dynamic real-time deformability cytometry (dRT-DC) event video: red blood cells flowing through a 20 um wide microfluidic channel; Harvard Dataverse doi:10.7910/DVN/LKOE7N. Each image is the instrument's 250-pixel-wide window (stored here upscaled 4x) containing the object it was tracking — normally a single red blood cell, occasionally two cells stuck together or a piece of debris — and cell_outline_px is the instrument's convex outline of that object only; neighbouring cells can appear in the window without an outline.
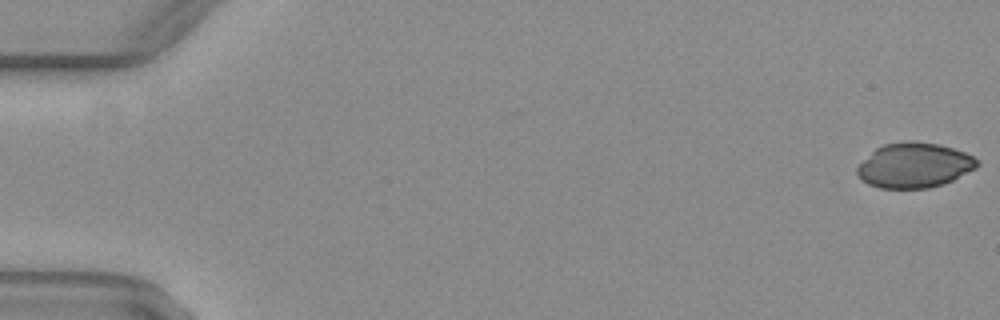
{"species": "common noctule bat (a hibernating species)", "species_latin": "Nyctalus noctula", "temperature_condition": "warm", "stored_images_in_passage": 51, "camera_frame_rate_fps": 3000, "um_per_image_px": 0.085, "animal": {"sex": "female", "body_mass_g": 29.2, "forearm_length_mm": 56.3}, "frame": {"image": 1, "passage_image": 1, "time_ms": 0.0, "image_size_px": [1000, 320], "cell_outline_px": [[980, 164], [976, 168], [944, 184], [928, 188], [880, 188], [868, 184], [860, 180], [856, 176], [856, 168], [876, 148], [884, 144], [912, 140], [940, 144], [964, 152], [980, 160]], "centroid_in_image_um": [77.71, 14.05], "position_along_channel_um": 7.3, "area_um2": 31.56}}
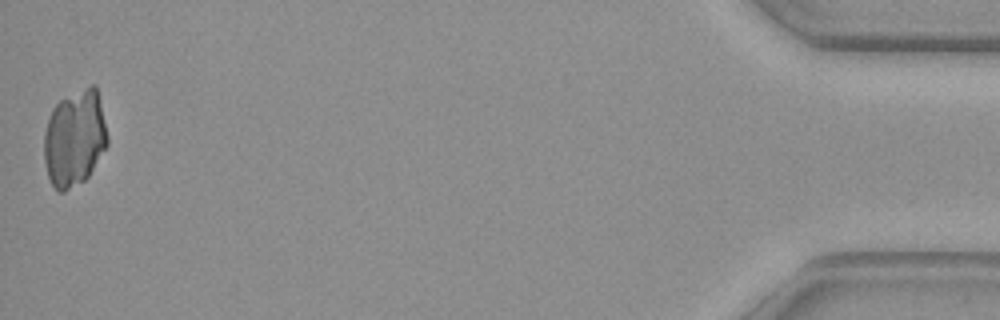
{"frame": {"image": 2, "passage_image": 51, "time_ms": 16.667, "image_size_px": [1000, 320], "cell_outline_px": [[108, 144], [88, 176], [84, 180], [64, 192], [60, 192], [52, 184], [48, 176], [44, 160], [44, 132], [52, 108], [60, 100], [92, 84], [96, 84], [108, 136]], "centroid_in_image_um": [6.34, 11.75], "position_along_channel_um": 428.9, "area_um2": 35.43}}